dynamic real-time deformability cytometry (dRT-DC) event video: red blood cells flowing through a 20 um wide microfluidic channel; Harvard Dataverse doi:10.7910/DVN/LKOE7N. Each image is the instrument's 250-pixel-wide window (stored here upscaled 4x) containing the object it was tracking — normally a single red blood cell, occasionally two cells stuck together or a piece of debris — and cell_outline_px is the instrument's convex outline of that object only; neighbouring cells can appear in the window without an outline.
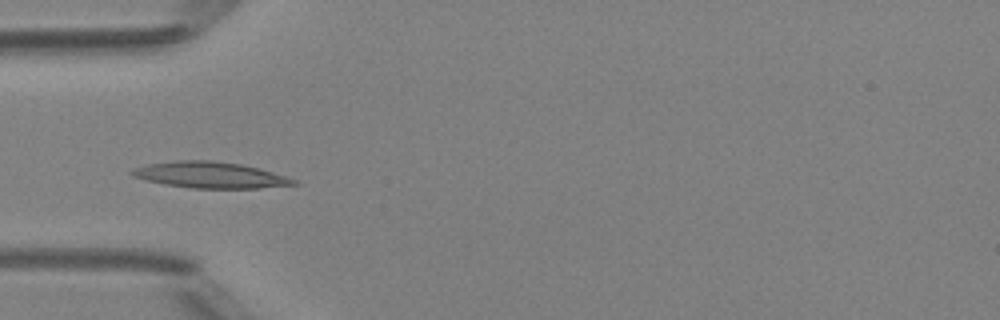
{"species": "Egyptian fruit bat (a non-hibernating species)", "species_latin": "Rousettus aegyptiacus", "temperature_condition": "room temperature", "stored_images_in_passage": 38, "camera_frame_rate_fps": 3000, "um_per_image_px": 0.085, "animal": {"sex": "female"}, "frame": {"image": 1, "passage_image": 5, "time_ms": 1.333, "image_size_px": [1000, 320], "cell_outline_px": [[300, 184], [260, 188], [192, 188], [164, 184], [132, 176], [128, 172], [132, 168], [148, 164], [172, 160], [212, 160], [240, 164], [272, 172], [296, 180]], "centroid_in_image_um": [17.82, 14.87], "position_along_channel_um": 67.2, "area_um2": 24.57}}
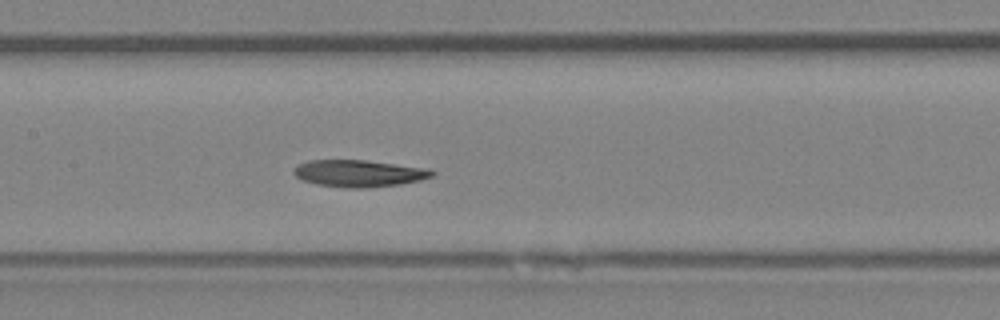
{"frame": {"image": 2, "passage_image": 13, "time_ms": 4.0, "image_size_px": [1000, 320], "cell_outline_px": [[436, 172], [432, 176], [420, 180], [400, 184], [368, 188], [344, 188], [316, 184], [304, 180], [296, 176], [292, 172], [300, 164], [308, 160], [364, 160], [428, 168]], "centroid_in_image_um": [30.53, 14.74], "position_along_channel_um": 176.9, "area_um2": 21.62}}
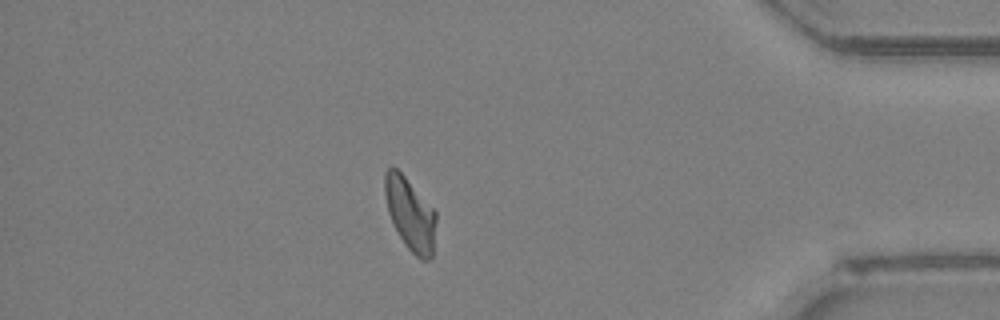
{"frame": {"image": 3, "passage_image": 32, "time_ms": 10.333, "image_size_px": [1000, 320], "cell_outline_px": [[436, 220], [432, 260], [420, 260], [408, 248], [400, 236], [388, 212], [384, 192], [384, 172], [392, 164], [404, 176], [436, 212]], "centroid_in_image_um": [34.86, 18.19], "position_along_channel_um": 400.3, "area_um2": 21.44}, "authors_computed_cell_mechanics": {"area_um2": 21.5594, "velocity_mm_per_s": 4.1479, "shape_relaxation_time_tau1_ms": 8.4683, "shape_relaxation_time_tau2_ms": 4.228, "deformation_change_tau1": 0.2112, "deformation_change_tau2": 0.102}}